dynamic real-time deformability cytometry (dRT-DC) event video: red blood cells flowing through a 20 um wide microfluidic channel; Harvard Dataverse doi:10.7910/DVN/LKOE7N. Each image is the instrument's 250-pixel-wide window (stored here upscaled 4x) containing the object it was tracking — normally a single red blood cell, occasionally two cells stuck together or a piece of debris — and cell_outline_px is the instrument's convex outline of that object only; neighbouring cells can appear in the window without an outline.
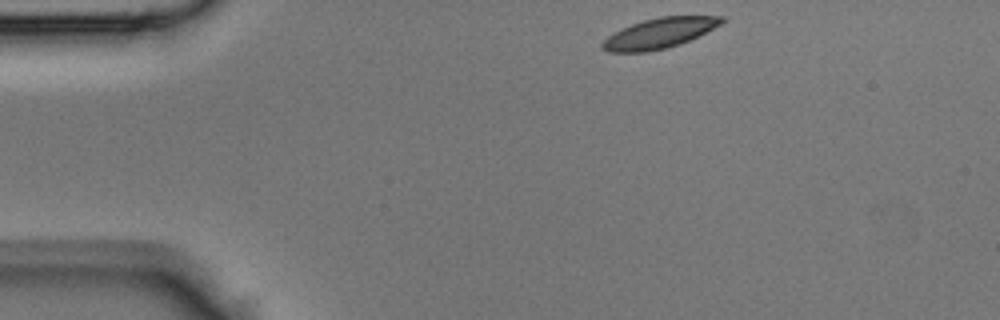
{"species": "Egyptian fruit bat (a non-hibernating species)", "species_latin": "Rousettus aegyptiacus", "temperature_condition": "room temperature", "stored_images_in_passage": 37, "camera_frame_rate_fps": 3000, "um_per_image_px": 0.085, "animal": {"sex": "male"}, "frame": {"image": 1, "passage_image": 1, "time_ms": 0.0, "image_size_px": [1000, 320], "cell_outline_px": [[724, 20], [720, 24], [680, 44], [648, 52], [608, 52], [600, 48], [600, 44], [608, 36], [632, 24], [644, 20], [660, 16], [724, 16]], "centroid_in_image_um": [56.0, 2.83], "position_along_channel_um": 29.0, "area_um2": 20.58}}
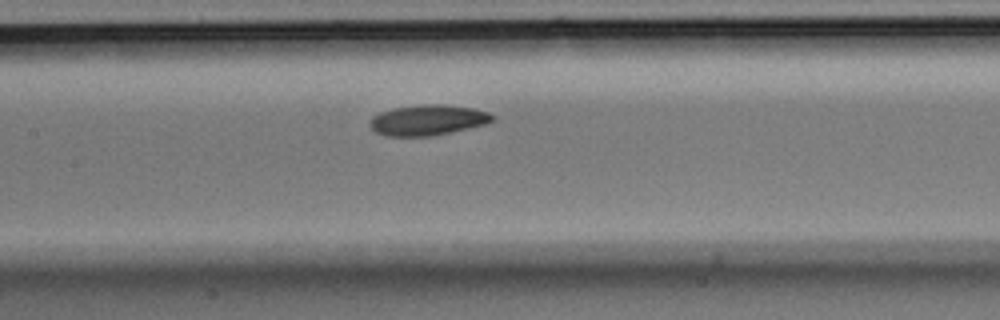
{"frame": {"image": 2, "passage_image": 14, "time_ms": 4.333, "image_size_px": [1000, 320], "cell_outline_px": [[492, 120], [484, 124], [468, 128], [432, 136], [384, 136], [376, 132], [368, 124], [368, 120], [372, 116], [380, 112], [392, 108], [420, 104], [444, 104], [472, 108], [488, 112], [492, 116]], "centroid_in_image_um": [36.28, 10.2], "position_along_channel_um": 171.1, "area_um2": 21.79}}
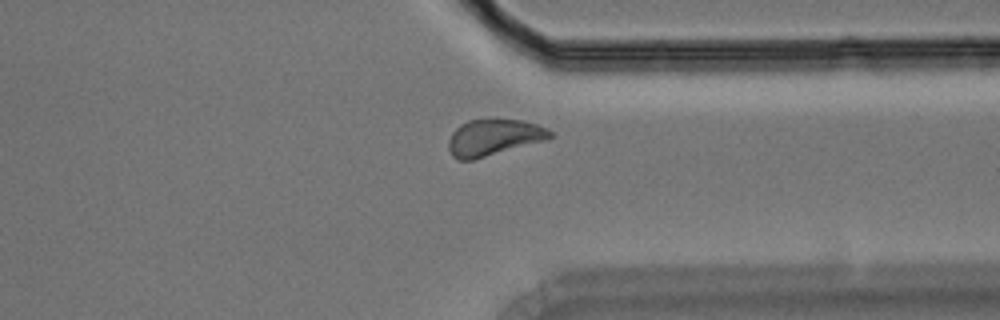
{"frame": {"image": 3, "passage_image": 27, "time_ms": 8.667, "image_size_px": [1000, 320], "cell_outline_px": [[556, 136], [548, 140], [472, 160], [460, 160], [452, 156], [448, 148], [448, 140], [452, 132], [460, 124], [468, 120], [520, 120], [536, 124], [548, 128], [556, 132]], "centroid_in_image_um": [42.02, 11.69], "position_along_channel_um": 369.4, "area_um2": 21.73}}